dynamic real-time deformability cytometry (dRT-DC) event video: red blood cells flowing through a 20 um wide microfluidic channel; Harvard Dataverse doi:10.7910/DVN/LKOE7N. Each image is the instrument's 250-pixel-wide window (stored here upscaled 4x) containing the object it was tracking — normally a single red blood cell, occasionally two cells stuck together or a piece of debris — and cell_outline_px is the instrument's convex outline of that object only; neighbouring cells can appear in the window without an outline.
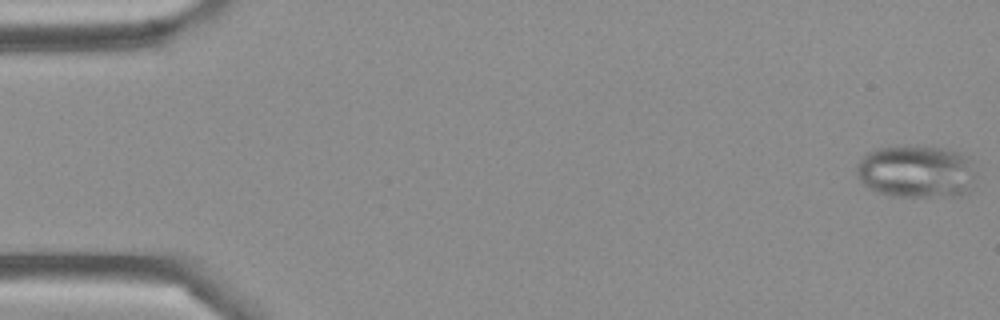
{"species": "Egyptian fruit bat (a non-hibernating species)", "species_latin": "Rousettus aegyptiacus", "temperature_condition": "cold", "stored_images_in_passage": 48, "camera_frame_rate_fps": 3000, "um_per_image_px": 0.085, "frame": {"image": 1, "passage_image": 1, "time_ms": 0.0, "image_size_px": [1000, 320], "cell_outline_px": [[976, 176], [968, 192], [960, 196], [892, 196], [876, 192], [868, 188], [856, 176], [856, 164], [864, 152], [876, 148], [940, 148], [960, 152], [968, 156], [972, 160], [976, 172]], "centroid_in_image_um": [77.89, 14.61], "position_along_channel_um": 7.1, "area_um2": 36.82}}
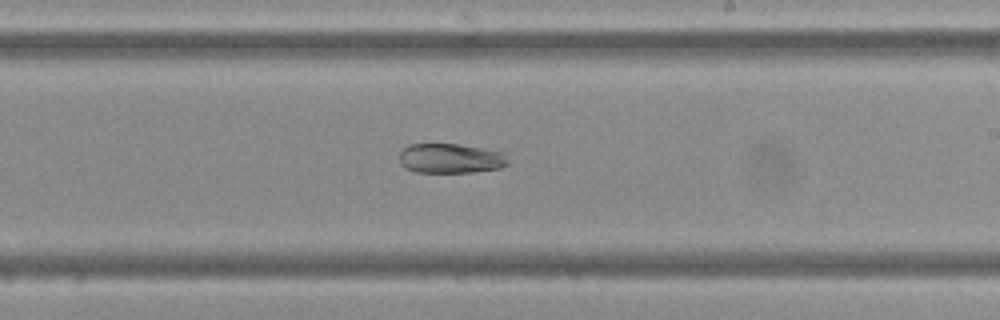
{"frame": {"image": 2, "passage_image": 28, "time_ms": 9.0, "image_size_px": [1000, 320], "cell_outline_px": [[508, 164], [500, 168], [472, 172], [416, 172], [404, 168], [400, 164], [400, 152], [408, 144], [456, 144], [504, 152], [508, 160]], "centroid_in_image_um": [38.28, 13.47], "position_along_channel_um": 250.7, "area_um2": 18.79}}
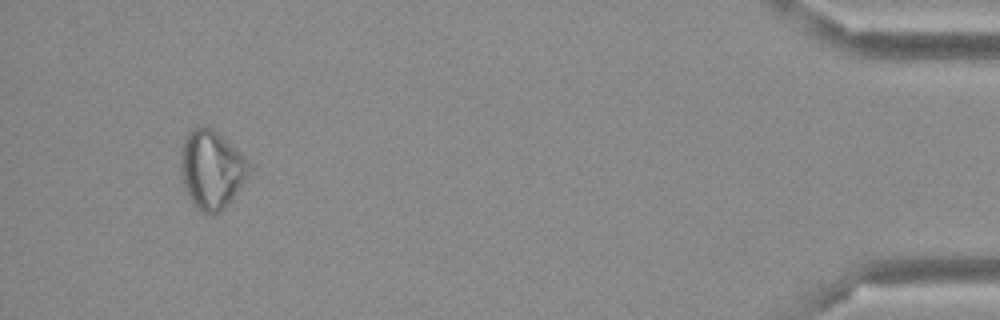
{"frame": {"image": 3, "passage_image": 45, "time_ms": 14.667, "image_size_px": [1000, 320], "cell_outline_px": [[252, 172], [232, 200], [220, 212], [212, 216], [200, 212], [196, 208], [188, 196], [180, 176], [180, 148], [188, 132], [192, 128], [212, 128], [236, 148], [248, 160], [252, 168]], "centroid_in_image_um": [17.99, 14.45], "position_along_channel_um": 417.2, "area_um2": 31.79}}